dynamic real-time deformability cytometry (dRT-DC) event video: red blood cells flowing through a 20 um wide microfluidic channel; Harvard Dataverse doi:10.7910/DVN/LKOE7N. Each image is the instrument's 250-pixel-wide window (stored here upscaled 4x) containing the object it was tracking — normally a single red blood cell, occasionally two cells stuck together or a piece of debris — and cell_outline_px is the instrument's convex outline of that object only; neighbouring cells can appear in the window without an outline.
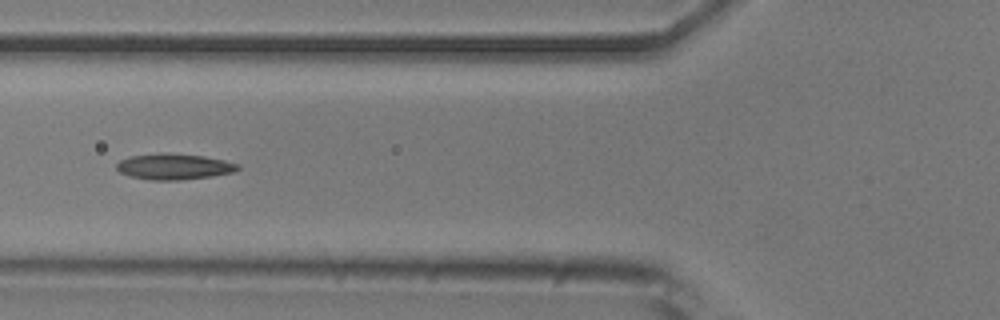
{"species": "common noctule bat (a hibernating species)", "species_latin": "Nyctalus noctula", "temperature_condition": "room temperature", "stored_images_in_passage": 6, "camera_frame_rate_fps": 3000, "um_per_image_px": 0.085, "animal": {"sex": "male", "body_mass_g": 20.5, "forearm_length_mm": 52.5}, "frame": {"image": 1, "passage_image": 5, "time_ms": 1.333, "image_size_px": [1000, 320], "cell_outline_px": [[240, 168], [232, 172], [212, 176], [180, 180], [152, 180], [132, 176], [120, 172], [116, 168], [116, 164], [120, 160], [128, 156], [160, 152], [168, 152], [204, 156], [224, 160], [240, 164]], "centroid_in_image_um": [14.78, 14.14], "position_along_channel_um": 111.0, "area_um2": 18.44}}
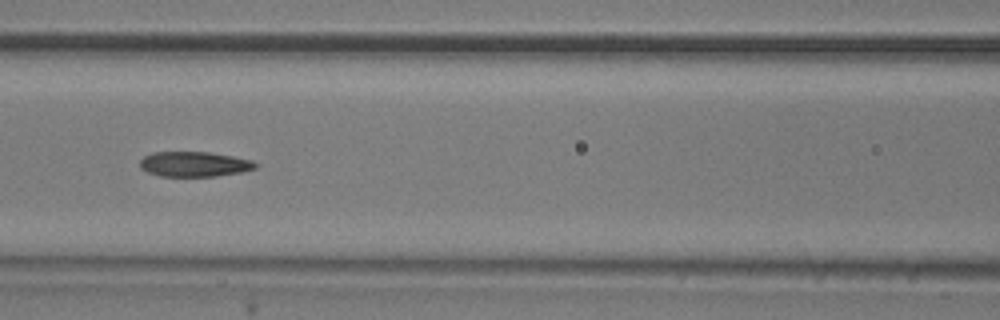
{"frame": {"image": 2, "passage_image": 6, "time_ms": 1.667, "image_size_px": [1000, 320], "cell_outline_px": [[260, 164], [256, 168], [244, 172], [216, 176], [160, 176], [148, 172], [140, 168], [140, 160], [144, 156], [152, 152], [208, 152], [232, 156], [252, 160]], "centroid_in_image_um": [16.54, 13.95], "position_along_channel_um": 150.1, "area_um2": 16.99}}